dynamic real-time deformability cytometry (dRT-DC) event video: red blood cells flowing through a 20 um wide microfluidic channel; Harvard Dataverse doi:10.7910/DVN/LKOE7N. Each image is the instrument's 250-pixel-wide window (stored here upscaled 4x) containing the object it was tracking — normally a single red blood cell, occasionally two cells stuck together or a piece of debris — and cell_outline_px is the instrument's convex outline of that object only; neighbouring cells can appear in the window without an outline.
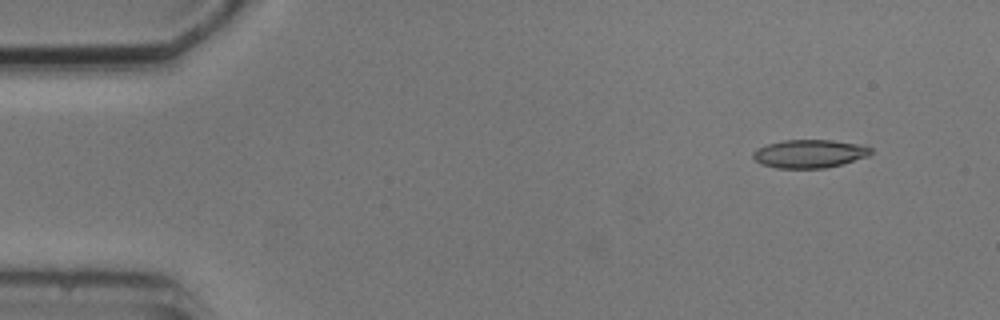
{"species": "common noctule bat (a hibernating species)", "species_latin": "Nyctalus noctula", "temperature_condition": "cold", "stored_images_in_passage": 4, "camera_frame_rate_fps": 3000, "um_per_image_px": 0.085, "animal": {"sex": "male", "body_mass_g": 20.5, "forearm_length_mm": 52.5}, "frame": {"image": 1, "passage_image": 1, "time_ms": 0.0, "image_size_px": [1000, 320], "cell_outline_px": [[872, 152], [868, 156], [840, 164], [824, 168], [776, 168], [760, 164], [752, 156], [752, 152], [756, 148], [768, 144], [784, 140], [832, 140], [860, 144], [872, 148]], "centroid_in_image_um": [68.78, 13.06], "position_along_channel_um": 16.2, "area_um2": 19.36}}